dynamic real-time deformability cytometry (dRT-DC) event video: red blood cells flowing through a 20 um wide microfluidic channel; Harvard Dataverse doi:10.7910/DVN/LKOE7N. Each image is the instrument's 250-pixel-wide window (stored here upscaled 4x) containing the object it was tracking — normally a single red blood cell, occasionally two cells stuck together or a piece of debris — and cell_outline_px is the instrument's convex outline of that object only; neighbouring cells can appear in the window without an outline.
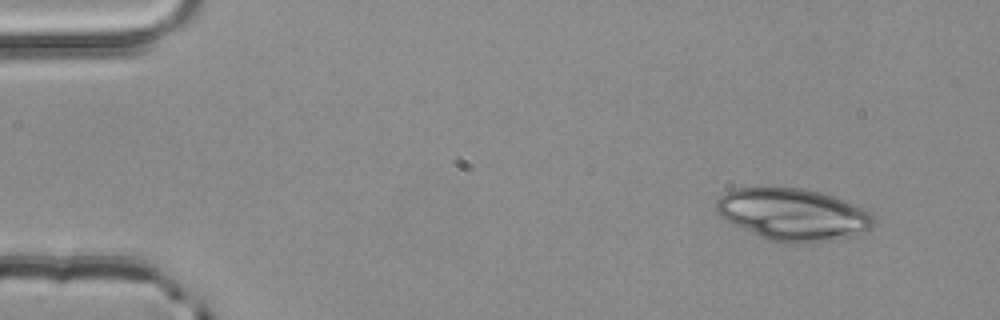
{"species": "common noctule bat (a hibernating species)", "species_latin": "Nyctalus noctula", "temperature_condition": "room temperature", "stored_images_in_passage": 4, "camera_frame_rate_fps": 3000, "um_per_image_px": 0.085, "animal": {"sex": "male", "body_mass_g": 20.4}, "frame": {"image": 1, "passage_image": 1, "time_ms": 0.0, "image_size_px": [1000, 320], "cell_outline_px": [[876, 224], [872, 228], [848, 236], [828, 240], [804, 244], [764, 240], [732, 224], [720, 216], [716, 212], [716, 200], [724, 192], [736, 188], [804, 188], [836, 196], [864, 208], [872, 212], [876, 220]], "centroid_in_image_um": [67.4, 18.23], "position_along_channel_um": 17.6, "area_um2": 48.15}}